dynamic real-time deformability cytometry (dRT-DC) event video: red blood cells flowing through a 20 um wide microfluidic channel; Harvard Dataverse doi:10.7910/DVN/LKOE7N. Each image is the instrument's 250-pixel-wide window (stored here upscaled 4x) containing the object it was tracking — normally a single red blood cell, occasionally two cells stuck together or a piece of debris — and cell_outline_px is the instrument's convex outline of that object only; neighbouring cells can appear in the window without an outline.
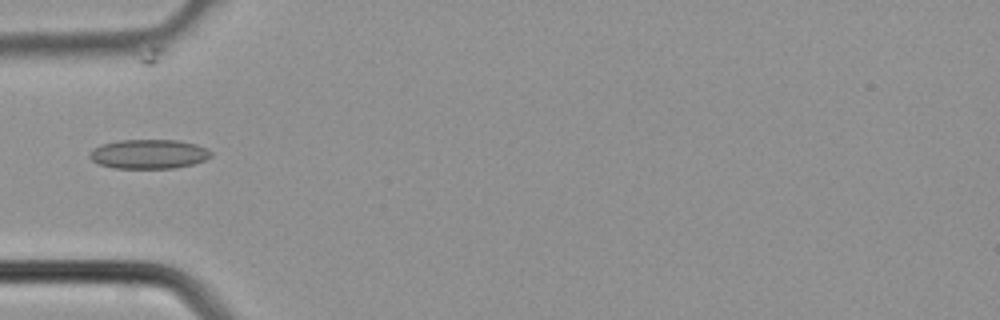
{"species": "common noctule bat (a hibernating species)", "species_latin": "Nyctalus noctula", "temperature_condition": "cold", "stored_images_in_passage": 2, "camera_frame_rate_fps": 3000, "um_per_image_px": 0.085, "animal": {"sex": "male", "body_mass_g": 21.5, "forearm_length_mm": 52.0}, "frame": {"image": 1, "passage_image": 2, "time_ms": 0.333, "image_size_px": [1000, 320], "cell_outline_px": [[212, 156], [204, 160], [192, 164], [176, 168], [112, 168], [100, 164], [92, 160], [88, 156], [88, 152], [92, 148], [100, 144], [120, 140], [176, 140], [196, 144], [212, 152]], "centroid_in_image_um": [12.6, 13.09], "position_along_channel_um": 72.4, "area_um2": 20.81}}